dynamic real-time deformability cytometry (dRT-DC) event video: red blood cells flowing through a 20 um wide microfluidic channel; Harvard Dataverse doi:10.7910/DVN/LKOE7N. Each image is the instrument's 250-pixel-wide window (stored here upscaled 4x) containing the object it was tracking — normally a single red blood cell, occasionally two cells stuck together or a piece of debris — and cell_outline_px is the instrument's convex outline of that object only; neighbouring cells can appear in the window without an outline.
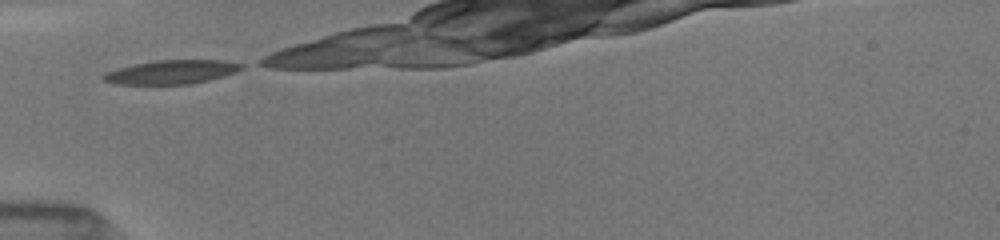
{"species": "common noctule bat (a hibernating species)", "species_latin": "Nyctalus noctula", "temperature_condition": "room temperature", "stored_images_in_passage": 5, "camera_frame_rate_fps": 3000, "um_per_image_px": 0.085, "animal": {"sex": "female", "body_mass_g": 19.5, "forearm_length_mm": 54.1}, "frame": {"image": 1, "passage_image": 1, "time_ms": 0.0, "image_size_px": [1000, 240], "cell_outline_px": [[244, 68], [236, 72], [208, 80], [192, 84], [116, 84], [104, 80], [100, 76], [108, 72], [120, 68], [136, 64], [156, 60], [224, 60], [244, 64]], "centroid_in_image_um": [14.63, 6.12], "position_along_channel_um": 70.4, "area_um2": 19.02}}